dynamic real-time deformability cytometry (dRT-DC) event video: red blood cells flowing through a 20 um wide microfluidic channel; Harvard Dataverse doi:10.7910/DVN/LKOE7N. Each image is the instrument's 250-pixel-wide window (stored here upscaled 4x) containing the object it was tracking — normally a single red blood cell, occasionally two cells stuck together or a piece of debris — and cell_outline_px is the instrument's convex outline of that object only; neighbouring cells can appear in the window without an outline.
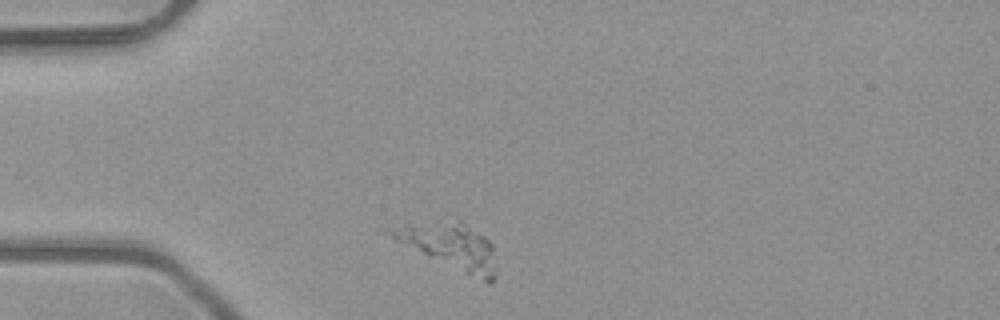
{"species": "common noctule bat (a hibernating species)", "species_latin": "Nyctalus noctula", "temperature_condition": "room temperature", "stored_images_in_passage": 4, "camera_frame_rate_fps": 3000, "um_per_image_px": 0.085, "animal": {"sex": "male", "body_mass_g": 23.1, "forearm_length_mm": 52.7}, "frame": {"image": 1, "passage_image": 1, "time_ms": 0.0, "image_size_px": [1000, 320], "cell_outline_px": [[496, 276], [488, 284], [468, 276], [376, 232], [376, 228], [404, 224], [456, 220], [460, 220], [484, 236], [492, 244], [496, 268]], "centroid_in_image_um": [38.11, 20.91], "position_along_channel_um": 46.9, "area_um2": 29.19}}
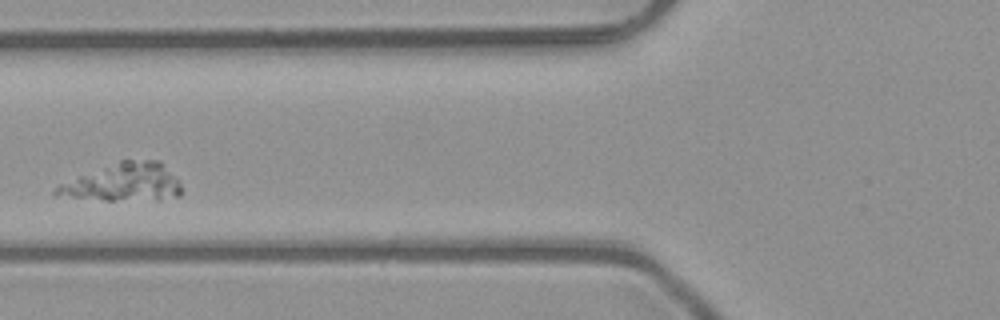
{"frame": {"image": 2, "passage_image": 3, "time_ms": 0.667, "image_size_px": [1000, 320], "cell_outline_px": [[180, 196], [160, 200], [108, 200], [52, 196], [52, 192], [60, 184], [120, 160], [160, 160], [180, 180]], "centroid_in_image_um": [10.54, 15.52], "position_along_channel_um": 115.3, "area_um2": 27.63}}
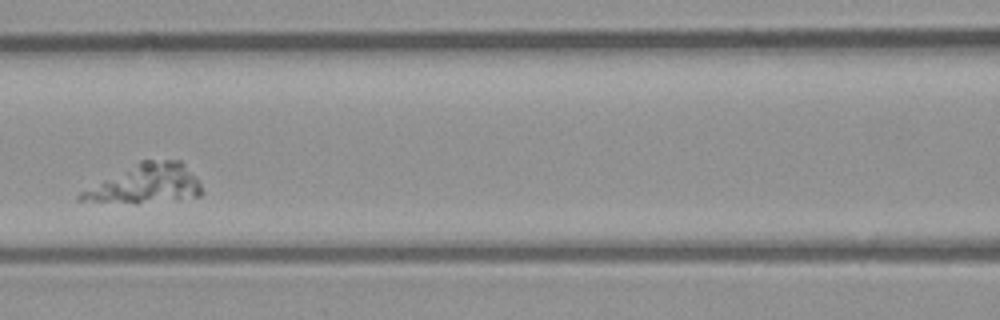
{"frame": {"image": 3, "passage_image": 4, "time_ms": 1.0, "image_size_px": [1000, 320], "cell_outline_px": [[204, 192], [200, 196], [176, 200], [136, 204], [76, 200], [76, 196], [80, 192], [140, 160], [180, 160], [196, 176]], "centroid_in_image_um": [12.4, 15.65], "position_along_channel_um": 154.2, "area_um2": 27.69}}